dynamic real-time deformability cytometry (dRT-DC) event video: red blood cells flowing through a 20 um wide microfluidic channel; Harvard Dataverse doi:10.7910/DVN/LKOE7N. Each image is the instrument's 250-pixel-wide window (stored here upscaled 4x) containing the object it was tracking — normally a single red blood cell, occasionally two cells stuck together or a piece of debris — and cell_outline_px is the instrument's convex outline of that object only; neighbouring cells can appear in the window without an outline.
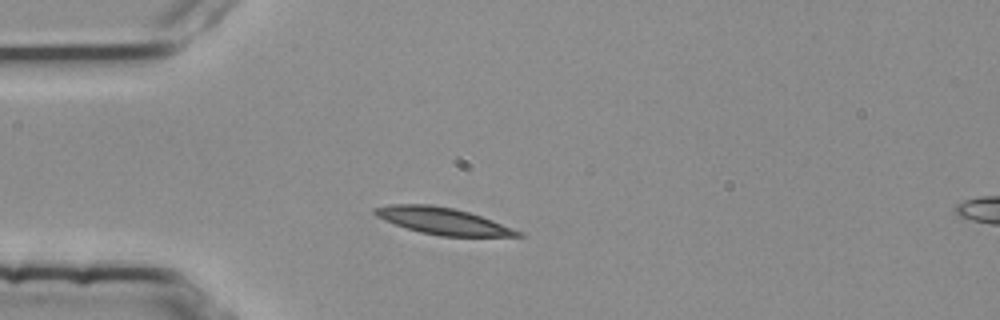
{"species": "common noctule bat (a hibernating species)", "species_latin": "Nyctalus noctula", "temperature_condition": "room temperature", "stored_images_in_passage": 1, "camera_frame_rate_fps": 3000, "um_per_image_px": 0.085, "animal": {"sex": "female", "body_mass_g": 25.1}, "frame": {"image": 1, "passage_image": 1, "time_ms": 0.0, "image_size_px": [1000, 320], "cell_outline_px": [[524, 236], [440, 236], [420, 232], [384, 220], [376, 216], [372, 212], [372, 208], [388, 204], [428, 204], [452, 208], [468, 212], [492, 220], [524, 232]], "centroid_in_image_um": [37.62, 18.78], "position_along_channel_um": 47.4, "area_um2": 22.14}}